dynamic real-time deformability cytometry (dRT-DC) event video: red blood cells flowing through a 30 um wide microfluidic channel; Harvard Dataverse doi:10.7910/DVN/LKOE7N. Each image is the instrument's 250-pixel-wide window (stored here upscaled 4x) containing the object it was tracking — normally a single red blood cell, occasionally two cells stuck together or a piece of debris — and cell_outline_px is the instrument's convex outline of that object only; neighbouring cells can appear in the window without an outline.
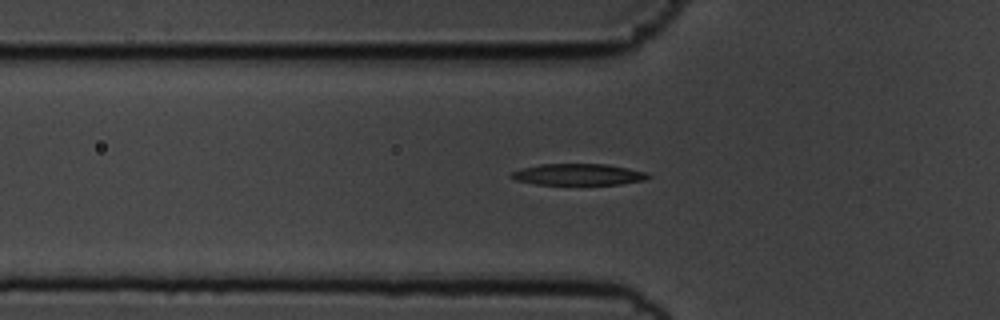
{"species": "common noctule bat (a hibernating species)", "species_latin": "Nyctalus noctula", "temperature_condition": "cold", "stored_images_in_passage": 37, "camera_frame_rate_fps": 3000, "um_per_image_px": 0.085, "animal": {"sex": "male", "body_mass_g": 19.5, "forearm_length_mm": 54.6}, "frame": {"image": 1, "passage_image": 6, "time_ms": 1.667, "image_size_px": [1000, 320], "cell_outline_px": [[652, 176], [644, 180], [620, 184], [536, 184], [516, 180], [508, 176], [512, 172], [520, 168], [540, 164], [608, 164], [648, 172]], "centroid_in_image_um": [49.16, 14.82], "position_along_channel_um": 76.6, "area_um2": 17.11}}
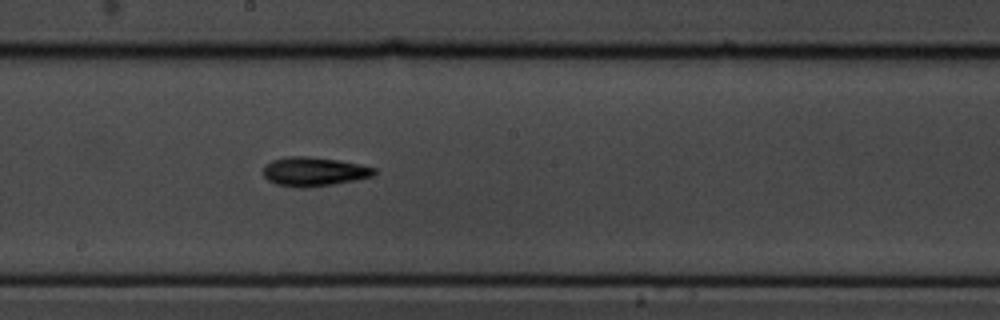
{"frame": {"image": 2, "passage_image": 18, "time_ms": 5.667, "image_size_px": [1000, 320], "cell_outline_px": [[376, 172], [372, 176], [332, 184], [276, 184], [268, 180], [264, 176], [264, 164], [272, 160], [284, 156], [308, 156], [340, 160], [360, 164], [376, 168]], "centroid_in_image_um": [26.69, 14.51], "position_along_channel_um": 221.5, "area_um2": 17.92}}
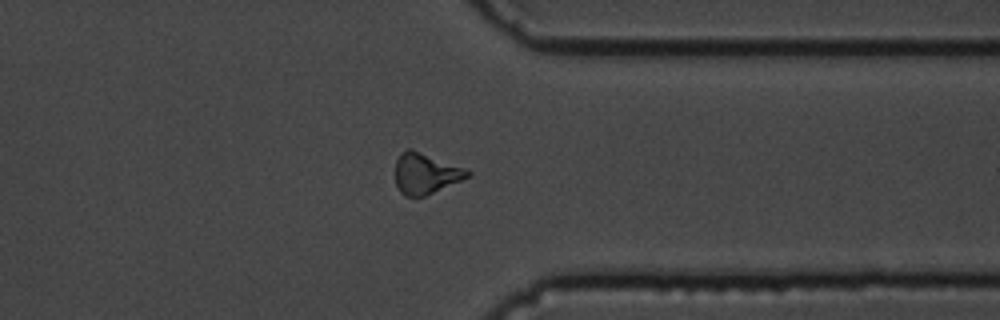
{"frame": {"image": 3, "passage_image": 31, "time_ms": 10.0, "image_size_px": [1000, 320], "cell_outline_px": [[472, 176], [424, 196], [404, 196], [400, 192], [396, 184], [396, 160], [408, 148], [412, 148], [464, 168], [472, 172]], "centroid_in_image_um": [36.2, 14.75], "position_along_channel_um": 375.2, "area_um2": 17.05}}